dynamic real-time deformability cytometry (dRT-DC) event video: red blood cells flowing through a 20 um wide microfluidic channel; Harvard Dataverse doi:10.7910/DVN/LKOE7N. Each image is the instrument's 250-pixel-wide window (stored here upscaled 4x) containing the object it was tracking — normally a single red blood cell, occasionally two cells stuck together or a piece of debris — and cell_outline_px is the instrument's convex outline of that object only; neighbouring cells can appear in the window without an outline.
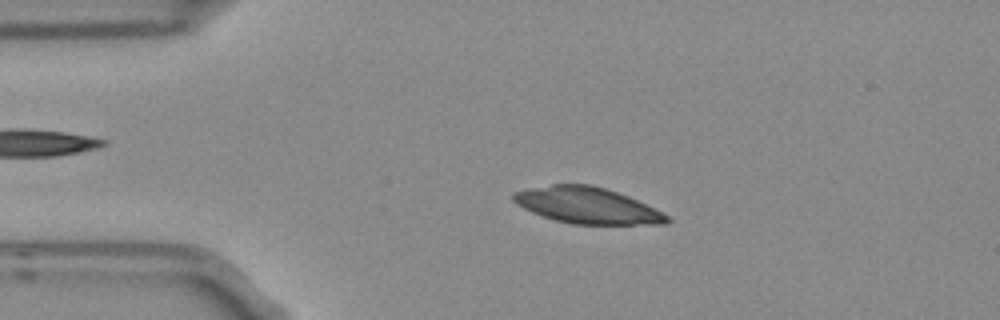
{"species": "Egyptian fruit bat (a non-hibernating species)", "species_latin": "Rousettus aegyptiacus", "temperature_condition": "room temperature", "stored_images_in_passage": 5, "camera_frame_rate_fps": 3000, "um_per_image_px": 0.085, "frame": {"image": 1, "passage_image": 4, "time_ms": 1.0, "image_size_px": [1000, 320], "cell_outline_px": [[672, 220], [668, 224], [572, 224], [556, 220], [532, 212], [516, 204], [512, 200], [512, 192], [552, 184], [588, 184], [604, 188], [628, 196], [668, 216]], "centroid_in_image_um": [49.88, 17.46], "position_along_channel_um": 35.1, "area_um2": 31.96}}